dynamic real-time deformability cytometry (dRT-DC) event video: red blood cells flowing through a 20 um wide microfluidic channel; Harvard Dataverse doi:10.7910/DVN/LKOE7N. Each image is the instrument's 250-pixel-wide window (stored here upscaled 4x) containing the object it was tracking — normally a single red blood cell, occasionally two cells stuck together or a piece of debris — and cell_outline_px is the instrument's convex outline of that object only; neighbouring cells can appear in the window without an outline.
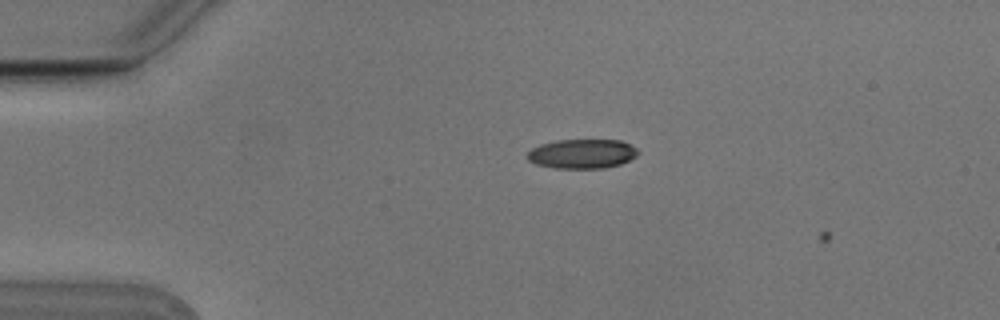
{"species": "Egyptian fruit bat (a non-hibernating species)", "species_latin": "Rousettus aegyptiacus", "temperature_condition": "cold", "stored_images_in_passage": 2, "camera_frame_rate_fps": 3000, "um_per_image_px": 0.085, "animal": {"sex": "male"}, "frame": {"image": 1, "passage_image": 1, "time_ms": 0.0, "image_size_px": [1000, 320], "cell_outline_px": [[640, 152], [636, 156], [620, 164], [604, 168], [556, 168], [536, 164], [528, 160], [528, 152], [532, 148], [540, 144], [556, 140], [620, 140], [636, 148]], "centroid_in_image_um": [49.47, 13.07], "position_along_channel_um": 35.5, "area_um2": 18.84}}